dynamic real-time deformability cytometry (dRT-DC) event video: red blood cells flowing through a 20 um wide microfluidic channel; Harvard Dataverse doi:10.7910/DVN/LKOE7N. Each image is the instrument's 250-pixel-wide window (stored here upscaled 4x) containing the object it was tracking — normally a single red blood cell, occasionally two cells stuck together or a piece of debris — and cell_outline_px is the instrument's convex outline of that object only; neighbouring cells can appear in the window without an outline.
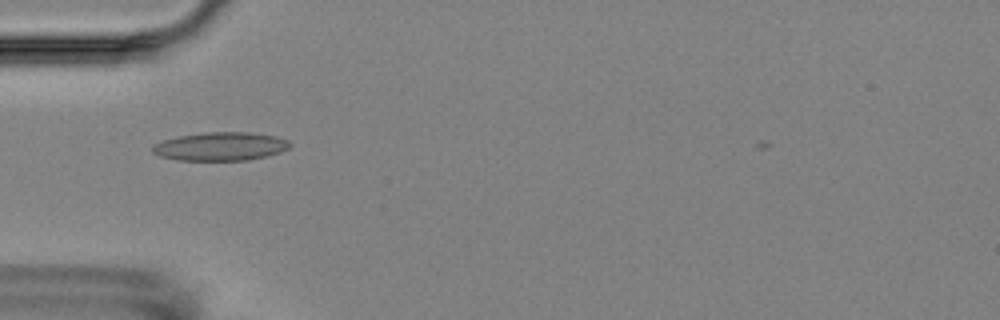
{"species": "Egyptian fruit bat (a non-hibernating species)", "species_latin": "Rousettus aegyptiacus", "temperature_condition": "room temperature", "stored_images_in_passage": 8, "camera_frame_rate_fps": 3000, "um_per_image_px": 0.085, "animal": {"sex": "female"}, "frame": {"image": 1, "passage_image": 2, "time_ms": 1.333, "image_size_px": [1000, 320], "cell_outline_px": [[292, 144], [288, 148], [280, 152], [248, 160], [176, 160], [160, 156], [152, 152], [152, 144], [176, 136], [204, 132], [248, 132], [276, 136], [288, 140]], "centroid_in_image_um": [18.71, 12.44], "position_along_channel_um": 66.3, "area_um2": 22.83}}
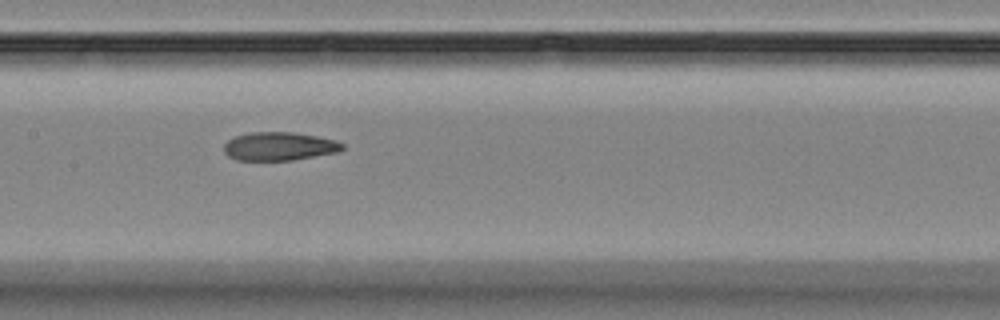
{"frame": {"image": 2, "passage_image": 5, "time_ms": 4.667, "image_size_px": [1000, 320], "cell_outline_px": [[344, 148], [340, 152], [292, 160], [236, 160], [228, 156], [224, 152], [224, 144], [228, 140], [236, 136], [248, 132], [292, 132], [316, 136], [336, 140], [344, 144]], "centroid_in_image_um": [23.74, 12.44], "position_along_channel_um": 183.7, "area_um2": 19.71}}
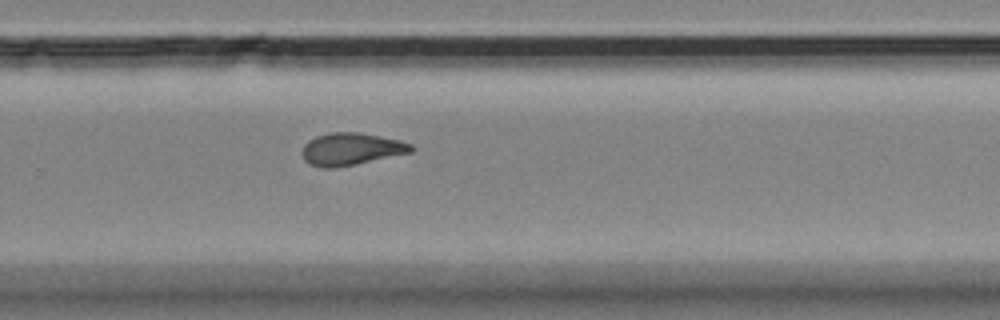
{"frame": {"image": 3, "passage_image": 8, "time_ms": 8.0, "image_size_px": [1000, 320], "cell_outline_px": [[416, 148], [412, 152], [356, 164], [332, 168], [320, 168], [308, 164], [304, 160], [300, 152], [304, 144], [308, 140], [316, 136], [328, 132], [356, 132], [380, 136], [400, 140], [412, 144]], "centroid_in_image_um": [29.81, 12.67], "position_along_channel_um": 300.0, "area_um2": 20.81}}